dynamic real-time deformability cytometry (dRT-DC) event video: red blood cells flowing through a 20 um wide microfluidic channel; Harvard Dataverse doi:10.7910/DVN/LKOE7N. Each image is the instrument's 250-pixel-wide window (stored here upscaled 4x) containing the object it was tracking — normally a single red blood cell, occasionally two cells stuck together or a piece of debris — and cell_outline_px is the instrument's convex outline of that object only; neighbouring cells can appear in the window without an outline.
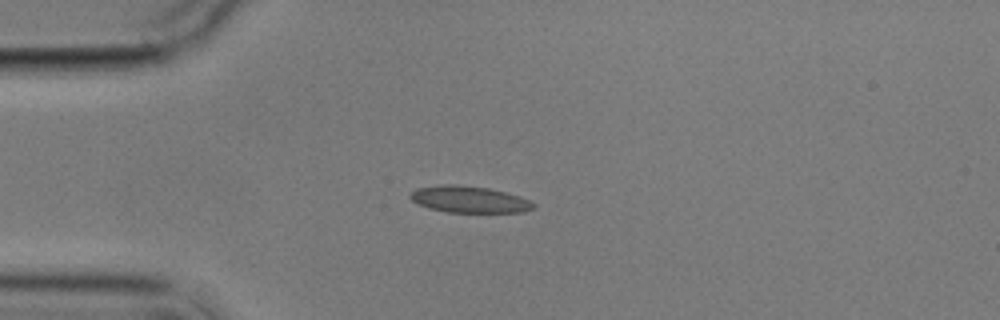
{"species": "common noctule bat (a hibernating species)", "species_latin": "Nyctalus noctula", "temperature_condition": "cold", "stored_images_in_passage": 9, "camera_frame_rate_fps": 3000, "um_per_image_px": 0.085, "animal": {"sex": "male", "body_mass_g": 17.9}, "frame": {"image": 1, "passage_image": 3, "time_ms": 2.333, "image_size_px": [1000, 320], "cell_outline_px": [[536, 208], [524, 212], [448, 212], [428, 208], [412, 200], [408, 196], [416, 188], [444, 184], [452, 184], [488, 188], [520, 196], [536, 204]], "centroid_in_image_um": [39.9, 16.95], "position_along_channel_um": 45.1, "area_um2": 19.02}}
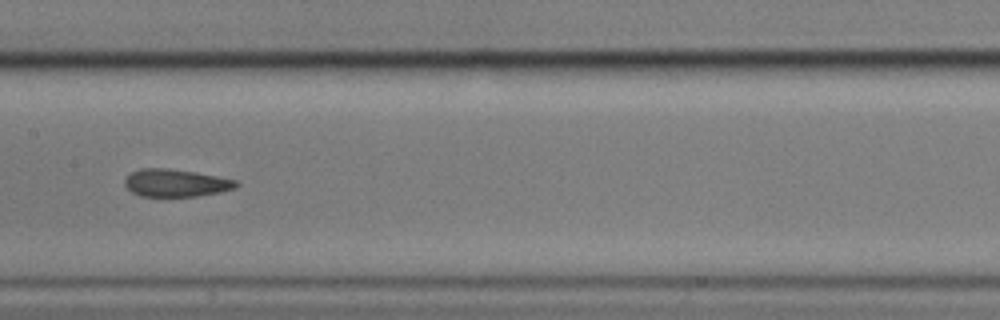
{"frame": {"image": 2, "passage_image": 7, "time_ms": 7.0, "image_size_px": [1000, 320], "cell_outline_px": [[240, 184], [236, 188], [220, 192], [196, 196], [140, 196], [132, 192], [124, 184], [124, 180], [132, 172], [140, 168], [168, 168], [196, 172], [236, 180]], "centroid_in_image_um": [14.95, 15.55], "position_along_channel_um": 192.4, "area_um2": 17.86}}
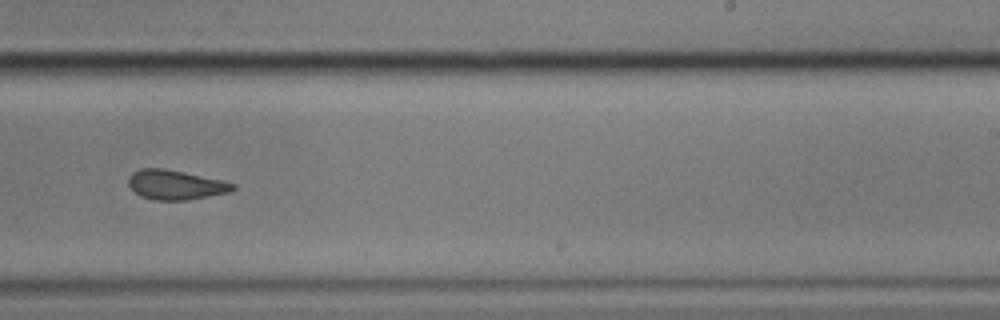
{"frame": {"image": 3, "passage_image": 9, "time_ms": 9.333, "image_size_px": [1000, 320], "cell_outline_px": [[236, 188], [228, 192], [184, 200], [152, 200], [140, 196], [128, 184], [128, 176], [132, 172], [140, 168], [164, 168], [184, 172], [220, 180], [236, 184]], "centroid_in_image_um": [14.87, 15.7], "position_along_channel_um": 274.1, "area_um2": 17.8}}